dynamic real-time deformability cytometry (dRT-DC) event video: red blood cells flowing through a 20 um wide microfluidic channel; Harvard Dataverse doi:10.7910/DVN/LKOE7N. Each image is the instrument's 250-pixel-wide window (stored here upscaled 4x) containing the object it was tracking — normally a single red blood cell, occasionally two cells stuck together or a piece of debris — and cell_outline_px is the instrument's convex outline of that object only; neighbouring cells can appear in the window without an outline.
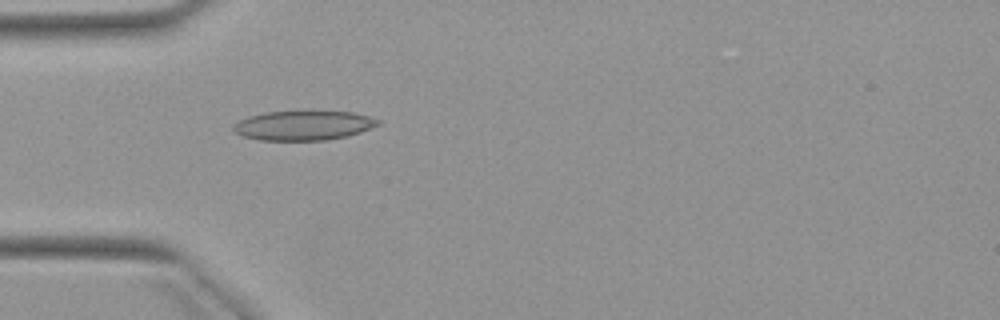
{"species": "Egyptian fruit bat (a non-hibernating species)", "species_latin": "Rousettus aegyptiacus", "temperature_condition": "warm", "stored_images_in_passage": 5, "camera_frame_rate_fps": 3000, "um_per_image_px": 0.085, "animal": {"sex": "female"}, "frame": {"image": 1, "passage_image": 5, "time_ms": 5.0, "image_size_px": [1000, 320], "cell_outline_px": [[380, 124], [360, 132], [348, 136], [324, 140], [260, 140], [244, 136], [236, 132], [232, 128], [232, 124], [248, 116], [264, 112], [352, 112], [368, 116], [380, 120]], "centroid_in_image_um": [25.78, 10.67], "position_along_channel_um": 59.2, "area_um2": 24.57}}